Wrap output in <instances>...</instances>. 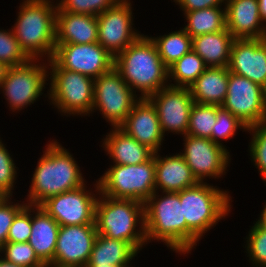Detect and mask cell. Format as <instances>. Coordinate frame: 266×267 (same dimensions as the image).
<instances>
[{
  "label": "cell",
  "mask_w": 266,
  "mask_h": 267,
  "mask_svg": "<svg viewBox=\"0 0 266 267\" xmlns=\"http://www.w3.org/2000/svg\"><path fill=\"white\" fill-rule=\"evenodd\" d=\"M259 6V14L263 24L266 26V0H257Z\"/></svg>",
  "instance_id": "b9f144b4"
},
{
  "label": "cell",
  "mask_w": 266,
  "mask_h": 267,
  "mask_svg": "<svg viewBox=\"0 0 266 267\" xmlns=\"http://www.w3.org/2000/svg\"><path fill=\"white\" fill-rule=\"evenodd\" d=\"M98 42L97 16L56 12V44Z\"/></svg>",
  "instance_id": "7402d4cb"
},
{
  "label": "cell",
  "mask_w": 266,
  "mask_h": 267,
  "mask_svg": "<svg viewBox=\"0 0 266 267\" xmlns=\"http://www.w3.org/2000/svg\"><path fill=\"white\" fill-rule=\"evenodd\" d=\"M187 25L185 32L194 38L199 35L215 33L226 29V8L211 7L184 13Z\"/></svg>",
  "instance_id": "83f0119b"
},
{
  "label": "cell",
  "mask_w": 266,
  "mask_h": 267,
  "mask_svg": "<svg viewBox=\"0 0 266 267\" xmlns=\"http://www.w3.org/2000/svg\"><path fill=\"white\" fill-rule=\"evenodd\" d=\"M246 236L245 251L253 267H266V226L258 219Z\"/></svg>",
  "instance_id": "d6a6232c"
},
{
  "label": "cell",
  "mask_w": 266,
  "mask_h": 267,
  "mask_svg": "<svg viewBox=\"0 0 266 267\" xmlns=\"http://www.w3.org/2000/svg\"><path fill=\"white\" fill-rule=\"evenodd\" d=\"M48 72L46 59H30L22 65L9 67L0 89L13 112L38 101L48 85Z\"/></svg>",
  "instance_id": "9c48e42d"
},
{
  "label": "cell",
  "mask_w": 266,
  "mask_h": 267,
  "mask_svg": "<svg viewBox=\"0 0 266 267\" xmlns=\"http://www.w3.org/2000/svg\"><path fill=\"white\" fill-rule=\"evenodd\" d=\"M228 67H207L189 87L194 102L221 106L227 94Z\"/></svg>",
  "instance_id": "d4e9b609"
},
{
  "label": "cell",
  "mask_w": 266,
  "mask_h": 267,
  "mask_svg": "<svg viewBox=\"0 0 266 267\" xmlns=\"http://www.w3.org/2000/svg\"><path fill=\"white\" fill-rule=\"evenodd\" d=\"M45 267H60V266H56V265H53V264H47Z\"/></svg>",
  "instance_id": "c3c4849f"
},
{
  "label": "cell",
  "mask_w": 266,
  "mask_h": 267,
  "mask_svg": "<svg viewBox=\"0 0 266 267\" xmlns=\"http://www.w3.org/2000/svg\"><path fill=\"white\" fill-rule=\"evenodd\" d=\"M85 267H131L130 266H113V265H86Z\"/></svg>",
  "instance_id": "bcb514c9"
},
{
  "label": "cell",
  "mask_w": 266,
  "mask_h": 267,
  "mask_svg": "<svg viewBox=\"0 0 266 267\" xmlns=\"http://www.w3.org/2000/svg\"><path fill=\"white\" fill-rule=\"evenodd\" d=\"M131 0H119L97 15L98 43L115 58L127 49L140 35L133 27Z\"/></svg>",
  "instance_id": "7c38bea8"
},
{
  "label": "cell",
  "mask_w": 266,
  "mask_h": 267,
  "mask_svg": "<svg viewBox=\"0 0 266 267\" xmlns=\"http://www.w3.org/2000/svg\"><path fill=\"white\" fill-rule=\"evenodd\" d=\"M265 122H266V89H265Z\"/></svg>",
  "instance_id": "7dc6e473"
},
{
  "label": "cell",
  "mask_w": 266,
  "mask_h": 267,
  "mask_svg": "<svg viewBox=\"0 0 266 267\" xmlns=\"http://www.w3.org/2000/svg\"><path fill=\"white\" fill-rule=\"evenodd\" d=\"M47 97L61 115L90 116L94 102V78L62 69L53 59L48 60Z\"/></svg>",
  "instance_id": "52a82bcc"
},
{
  "label": "cell",
  "mask_w": 266,
  "mask_h": 267,
  "mask_svg": "<svg viewBox=\"0 0 266 267\" xmlns=\"http://www.w3.org/2000/svg\"><path fill=\"white\" fill-rule=\"evenodd\" d=\"M97 235L96 224L60 226L52 264L85 267Z\"/></svg>",
  "instance_id": "e0dca14e"
},
{
  "label": "cell",
  "mask_w": 266,
  "mask_h": 267,
  "mask_svg": "<svg viewBox=\"0 0 266 267\" xmlns=\"http://www.w3.org/2000/svg\"><path fill=\"white\" fill-rule=\"evenodd\" d=\"M103 137L104 148L113 164L136 165L148 161L154 152L147 146L139 143L133 137L127 135L119 127H112L111 131Z\"/></svg>",
  "instance_id": "603a6c76"
},
{
  "label": "cell",
  "mask_w": 266,
  "mask_h": 267,
  "mask_svg": "<svg viewBox=\"0 0 266 267\" xmlns=\"http://www.w3.org/2000/svg\"><path fill=\"white\" fill-rule=\"evenodd\" d=\"M30 59L21 48L12 29H0V62L13 67L22 65Z\"/></svg>",
  "instance_id": "d590c367"
},
{
  "label": "cell",
  "mask_w": 266,
  "mask_h": 267,
  "mask_svg": "<svg viewBox=\"0 0 266 267\" xmlns=\"http://www.w3.org/2000/svg\"><path fill=\"white\" fill-rule=\"evenodd\" d=\"M32 226V205L27 204L14 218L7 242H28Z\"/></svg>",
  "instance_id": "ab89813d"
},
{
  "label": "cell",
  "mask_w": 266,
  "mask_h": 267,
  "mask_svg": "<svg viewBox=\"0 0 266 267\" xmlns=\"http://www.w3.org/2000/svg\"><path fill=\"white\" fill-rule=\"evenodd\" d=\"M54 0H23L12 31L31 59H52L56 48V12Z\"/></svg>",
  "instance_id": "277c9868"
},
{
  "label": "cell",
  "mask_w": 266,
  "mask_h": 267,
  "mask_svg": "<svg viewBox=\"0 0 266 267\" xmlns=\"http://www.w3.org/2000/svg\"><path fill=\"white\" fill-rule=\"evenodd\" d=\"M220 107L194 102L190 112L187 135L210 139L213 125L216 122L217 110Z\"/></svg>",
  "instance_id": "4dcf8cb0"
},
{
  "label": "cell",
  "mask_w": 266,
  "mask_h": 267,
  "mask_svg": "<svg viewBox=\"0 0 266 267\" xmlns=\"http://www.w3.org/2000/svg\"><path fill=\"white\" fill-rule=\"evenodd\" d=\"M17 168L12 155L0 138V196H13Z\"/></svg>",
  "instance_id": "74e56055"
},
{
  "label": "cell",
  "mask_w": 266,
  "mask_h": 267,
  "mask_svg": "<svg viewBox=\"0 0 266 267\" xmlns=\"http://www.w3.org/2000/svg\"><path fill=\"white\" fill-rule=\"evenodd\" d=\"M52 59L62 68L98 78L114 67V58L98 43L56 44Z\"/></svg>",
  "instance_id": "2e32d148"
},
{
  "label": "cell",
  "mask_w": 266,
  "mask_h": 267,
  "mask_svg": "<svg viewBox=\"0 0 266 267\" xmlns=\"http://www.w3.org/2000/svg\"><path fill=\"white\" fill-rule=\"evenodd\" d=\"M228 69L266 89V38L235 39Z\"/></svg>",
  "instance_id": "ac0fdd59"
},
{
  "label": "cell",
  "mask_w": 266,
  "mask_h": 267,
  "mask_svg": "<svg viewBox=\"0 0 266 267\" xmlns=\"http://www.w3.org/2000/svg\"><path fill=\"white\" fill-rule=\"evenodd\" d=\"M173 2L180 6L179 8L183 11V14L185 12L225 5V0H173Z\"/></svg>",
  "instance_id": "60d3db41"
},
{
  "label": "cell",
  "mask_w": 266,
  "mask_h": 267,
  "mask_svg": "<svg viewBox=\"0 0 266 267\" xmlns=\"http://www.w3.org/2000/svg\"><path fill=\"white\" fill-rule=\"evenodd\" d=\"M114 68L140 98H148L169 85L168 68L153 40L144 34L114 58Z\"/></svg>",
  "instance_id": "7a4b0ae2"
},
{
  "label": "cell",
  "mask_w": 266,
  "mask_h": 267,
  "mask_svg": "<svg viewBox=\"0 0 266 267\" xmlns=\"http://www.w3.org/2000/svg\"><path fill=\"white\" fill-rule=\"evenodd\" d=\"M198 183L180 153L164 157L155 153V191L179 192Z\"/></svg>",
  "instance_id": "44dd1931"
},
{
  "label": "cell",
  "mask_w": 266,
  "mask_h": 267,
  "mask_svg": "<svg viewBox=\"0 0 266 267\" xmlns=\"http://www.w3.org/2000/svg\"><path fill=\"white\" fill-rule=\"evenodd\" d=\"M206 68L203 59L191 50L168 68L169 85L189 88Z\"/></svg>",
  "instance_id": "f546056e"
},
{
  "label": "cell",
  "mask_w": 266,
  "mask_h": 267,
  "mask_svg": "<svg viewBox=\"0 0 266 267\" xmlns=\"http://www.w3.org/2000/svg\"><path fill=\"white\" fill-rule=\"evenodd\" d=\"M137 254L128 242L98 234L87 265L129 266Z\"/></svg>",
  "instance_id": "4316f807"
},
{
  "label": "cell",
  "mask_w": 266,
  "mask_h": 267,
  "mask_svg": "<svg viewBox=\"0 0 266 267\" xmlns=\"http://www.w3.org/2000/svg\"><path fill=\"white\" fill-rule=\"evenodd\" d=\"M0 267H23V266L8 262L0 255Z\"/></svg>",
  "instance_id": "ee69618b"
},
{
  "label": "cell",
  "mask_w": 266,
  "mask_h": 267,
  "mask_svg": "<svg viewBox=\"0 0 266 267\" xmlns=\"http://www.w3.org/2000/svg\"><path fill=\"white\" fill-rule=\"evenodd\" d=\"M157 110L162 133L185 136L194 100L187 87L165 86L148 97ZM167 131V132H166Z\"/></svg>",
  "instance_id": "9a60e30c"
},
{
  "label": "cell",
  "mask_w": 266,
  "mask_h": 267,
  "mask_svg": "<svg viewBox=\"0 0 266 267\" xmlns=\"http://www.w3.org/2000/svg\"><path fill=\"white\" fill-rule=\"evenodd\" d=\"M155 191L144 203L145 235L164 244L177 254H186V220L178 192Z\"/></svg>",
  "instance_id": "8992f818"
},
{
  "label": "cell",
  "mask_w": 266,
  "mask_h": 267,
  "mask_svg": "<svg viewBox=\"0 0 266 267\" xmlns=\"http://www.w3.org/2000/svg\"><path fill=\"white\" fill-rule=\"evenodd\" d=\"M95 224L98 234L128 242L138 253L147 244L144 203L140 201L100 193L95 205Z\"/></svg>",
  "instance_id": "5b68a950"
},
{
  "label": "cell",
  "mask_w": 266,
  "mask_h": 267,
  "mask_svg": "<svg viewBox=\"0 0 266 267\" xmlns=\"http://www.w3.org/2000/svg\"><path fill=\"white\" fill-rule=\"evenodd\" d=\"M183 137L184 149L180 155L199 182H205L207 178L219 179L226 175L231 161L227 148L211 139L187 134Z\"/></svg>",
  "instance_id": "4fadbf2b"
},
{
  "label": "cell",
  "mask_w": 266,
  "mask_h": 267,
  "mask_svg": "<svg viewBox=\"0 0 266 267\" xmlns=\"http://www.w3.org/2000/svg\"><path fill=\"white\" fill-rule=\"evenodd\" d=\"M155 43L160 58L169 68L183 55L192 50V38L184 29L169 32L159 37H150Z\"/></svg>",
  "instance_id": "f1b7e54d"
},
{
  "label": "cell",
  "mask_w": 266,
  "mask_h": 267,
  "mask_svg": "<svg viewBox=\"0 0 266 267\" xmlns=\"http://www.w3.org/2000/svg\"><path fill=\"white\" fill-rule=\"evenodd\" d=\"M186 220V254L197 246L205 233L231 212L232 198L228 191L207 182L178 192Z\"/></svg>",
  "instance_id": "3957f363"
},
{
  "label": "cell",
  "mask_w": 266,
  "mask_h": 267,
  "mask_svg": "<svg viewBox=\"0 0 266 267\" xmlns=\"http://www.w3.org/2000/svg\"><path fill=\"white\" fill-rule=\"evenodd\" d=\"M6 261L23 267H45L28 242H6L0 248V255Z\"/></svg>",
  "instance_id": "1f68e13d"
},
{
  "label": "cell",
  "mask_w": 266,
  "mask_h": 267,
  "mask_svg": "<svg viewBox=\"0 0 266 267\" xmlns=\"http://www.w3.org/2000/svg\"><path fill=\"white\" fill-rule=\"evenodd\" d=\"M139 99L114 67L94 80L92 112L98 110L112 127H119L125 121Z\"/></svg>",
  "instance_id": "30bf717a"
},
{
  "label": "cell",
  "mask_w": 266,
  "mask_h": 267,
  "mask_svg": "<svg viewBox=\"0 0 266 267\" xmlns=\"http://www.w3.org/2000/svg\"><path fill=\"white\" fill-rule=\"evenodd\" d=\"M226 28L235 39L266 38L257 0H225Z\"/></svg>",
  "instance_id": "ffe728a7"
},
{
  "label": "cell",
  "mask_w": 266,
  "mask_h": 267,
  "mask_svg": "<svg viewBox=\"0 0 266 267\" xmlns=\"http://www.w3.org/2000/svg\"><path fill=\"white\" fill-rule=\"evenodd\" d=\"M234 40L226 28L192 38V50L203 59L207 67H228Z\"/></svg>",
  "instance_id": "484cf974"
},
{
  "label": "cell",
  "mask_w": 266,
  "mask_h": 267,
  "mask_svg": "<svg viewBox=\"0 0 266 267\" xmlns=\"http://www.w3.org/2000/svg\"><path fill=\"white\" fill-rule=\"evenodd\" d=\"M98 183L102 195L145 203L155 192V153L141 164L111 165Z\"/></svg>",
  "instance_id": "ba28073f"
},
{
  "label": "cell",
  "mask_w": 266,
  "mask_h": 267,
  "mask_svg": "<svg viewBox=\"0 0 266 267\" xmlns=\"http://www.w3.org/2000/svg\"><path fill=\"white\" fill-rule=\"evenodd\" d=\"M119 0H57V11L95 15L113 7Z\"/></svg>",
  "instance_id": "8d00e7d4"
},
{
  "label": "cell",
  "mask_w": 266,
  "mask_h": 267,
  "mask_svg": "<svg viewBox=\"0 0 266 267\" xmlns=\"http://www.w3.org/2000/svg\"><path fill=\"white\" fill-rule=\"evenodd\" d=\"M241 129L243 131L248 130V126L245 125L239 118L234 116L230 111H227L220 107L217 110L216 122L213 125L211 140L221 146L224 143L221 141H226L233 138L236 134V131Z\"/></svg>",
  "instance_id": "836d02e7"
},
{
  "label": "cell",
  "mask_w": 266,
  "mask_h": 267,
  "mask_svg": "<svg viewBox=\"0 0 266 267\" xmlns=\"http://www.w3.org/2000/svg\"><path fill=\"white\" fill-rule=\"evenodd\" d=\"M72 155L57 140L49 141L32 174L27 204L40 205L49 197L86 184Z\"/></svg>",
  "instance_id": "6da1fadb"
},
{
  "label": "cell",
  "mask_w": 266,
  "mask_h": 267,
  "mask_svg": "<svg viewBox=\"0 0 266 267\" xmlns=\"http://www.w3.org/2000/svg\"><path fill=\"white\" fill-rule=\"evenodd\" d=\"M81 187L47 198L42 207L60 226L95 224V205L100 194L96 180L95 190ZM95 192V194H94Z\"/></svg>",
  "instance_id": "8fae6325"
},
{
  "label": "cell",
  "mask_w": 266,
  "mask_h": 267,
  "mask_svg": "<svg viewBox=\"0 0 266 267\" xmlns=\"http://www.w3.org/2000/svg\"><path fill=\"white\" fill-rule=\"evenodd\" d=\"M8 69L9 67L6 64L0 62V87H1L2 81L4 80L6 76Z\"/></svg>",
  "instance_id": "7bdbcfd3"
},
{
  "label": "cell",
  "mask_w": 266,
  "mask_h": 267,
  "mask_svg": "<svg viewBox=\"0 0 266 267\" xmlns=\"http://www.w3.org/2000/svg\"><path fill=\"white\" fill-rule=\"evenodd\" d=\"M221 107L248 127L265 122V88L229 72L227 94Z\"/></svg>",
  "instance_id": "5bb4252c"
},
{
  "label": "cell",
  "mask_w": 266,
  "mask_h": 267,
  "mask_svg": "<svg viewBox=\"0 0 266 267\" xmlns=\"http://www.w3.org/2000/svg\"><path fill=\"white\" fill-rule=\"evenodd\" d=\"M119 128L154 153L160 152L165 137L162 133L157 110L148 98H140L134 104Z\"/></svg>",
  "instance_id": "d6986e66"
},
{
  "label": "cell",
  "mask_w": 266,
  "mask_h": 267,
  "mask_svg": "<svg viewBox=\"0 0 266 267\" xmlns=\"http://www.w3.org/2000/svg\"><path fill=\"white\" fill-rule=\"evenodd\" d=\"M60 225L39 205H32V226L28 243L45 264H52Z\"/></svg>",
  "instance_id": "cb8c5ba5"
},
{
  "label": "cell",
  "mask_w": 266,
  "mask_h": 267,
  "mask_svg": "<svg viewBox=\"0 0 266 267\" xmlns=\"http://www.w3.org/2000/svg\"><path fill=\"white\" fill-rule=\"evenodd\" d=\"M11 200V196L0 197V248L7 242L14 218L27 205L24 201L20 203L17 200V203H14Z\"/></svg>",
  "instance_id": "f35d334b"
},
{
  "label": "cell",
  "mask_w": 266,
  "mask_h": 267,
  "mask_svg": "<svg viewBox=\"0 0 266 267\" xmlns=\"http://www.w3.org/2000/svg\"><path fill=\"white\" fill-rule=\"evenodd\" d=\"M263 207L264 208L261 211V214H260V216L258 218L266 226V204Z\"/></svg>",
  "instance_id": "f6af8a7d"
},
{
  "label": "cell",
  "mask_w": 266,
  "mask_h": 267,
  "mask_svg": "<svg viewBox=\"0 0 266 267\" xmlns=\"http://www.w3.org/2000/svg\"><path fill=\"white\" fill-rule=\"evenodd\" d=\"M247 132L252 135L249 142L251 161L260 172L262 180L266 182V122L248 127ZM266 185V184H265Z\"/></svg>",
  "instance_id": "e575fe53"
}]
</instances>
